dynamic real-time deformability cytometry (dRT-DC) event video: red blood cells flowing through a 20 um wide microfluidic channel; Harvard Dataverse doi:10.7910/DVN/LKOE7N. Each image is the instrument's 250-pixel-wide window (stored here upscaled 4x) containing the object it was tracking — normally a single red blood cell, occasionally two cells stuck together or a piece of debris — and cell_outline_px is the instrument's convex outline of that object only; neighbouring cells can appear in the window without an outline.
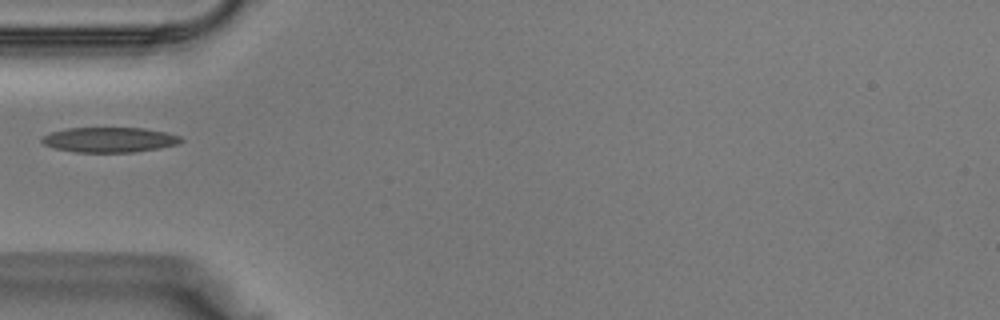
{"species": "Egyptian fruit bat (a non-hibernating species)", "species_latin": "Rousettus aegyptiacus", "temperature_condition": "warm", "stored_images_in_passage": 13, "camera_frame_rate_fps": 3000, "um_per_image_px": 0.085, "animal": {"sex": "male"}, "frame": {"image": 1, "passage_image": 1, "time_ms": 0.0, "image_size_px": [1000, 320], "cell_outline_px": [[184, 140], [176, 144], [160, 148], [132, 152], [76, 152], [52, 148], [44, 144], [40, 140], [40, 136], [52, 132], [68, 128], [144, 128], [164, 132], [180, 136]], "centroid_in_image_um": [9.26, 11.88], "position_along_channel_um": 75.7, "area_um2": 20.29}}
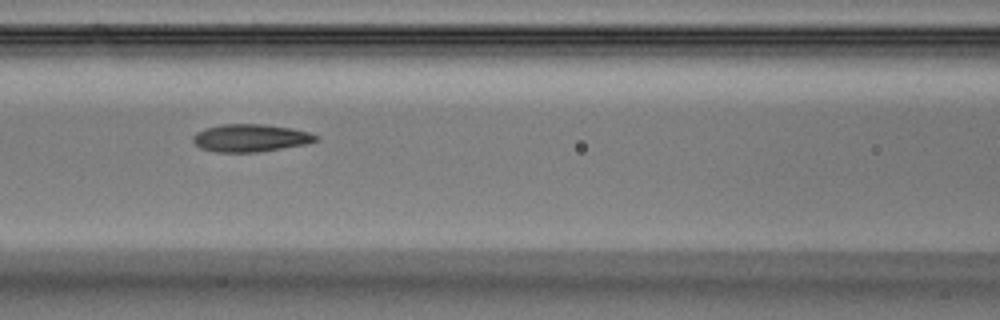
{"frame": {"image": 2, "passage_image": 5, "time_ms": 1.333, "image_size_px": [1000, 320], "cell_outline_px": [[320, 140], [308, 144], [256, 152], [216, 152], [200, 148], [192, 140], [192, 136], [196, 132], [204, 128], [224, 124], [260, 124], [292, 128], [308, 132], [320, 136]], "centroid_in_image_um": [21.31, 11.73], "position_along_channel_um": 145.3, "area_um2": 19.88}}
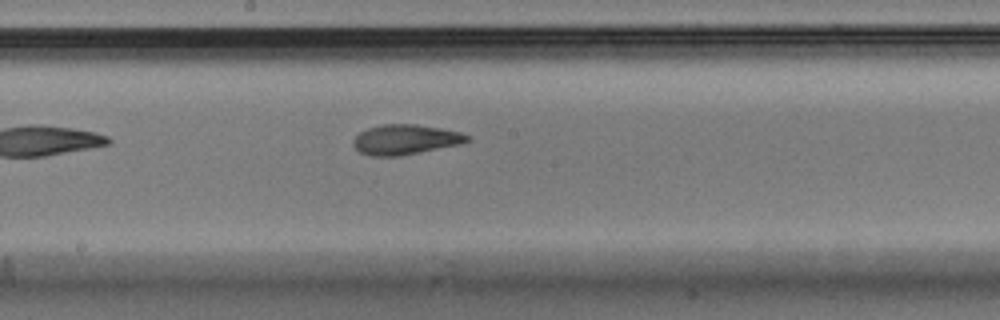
{"frame": {"image": 3, "passage_image": 9, "time_ms": 2.667, "image_size_px": [1000, 320], "cell_outline_px": [[472, 140], [460, 144], [400, 156], [368, 156], [360, 152], [352, 144], [352, 140], [360, 132], [368, 128], [380, 124], [416, 124], [440, 128], [460, 132], [468, 136]], "centroid_in_image_um": [34.43, 11.86], "position_along_channel_um": 213.8, "area_um2": 19.94}}